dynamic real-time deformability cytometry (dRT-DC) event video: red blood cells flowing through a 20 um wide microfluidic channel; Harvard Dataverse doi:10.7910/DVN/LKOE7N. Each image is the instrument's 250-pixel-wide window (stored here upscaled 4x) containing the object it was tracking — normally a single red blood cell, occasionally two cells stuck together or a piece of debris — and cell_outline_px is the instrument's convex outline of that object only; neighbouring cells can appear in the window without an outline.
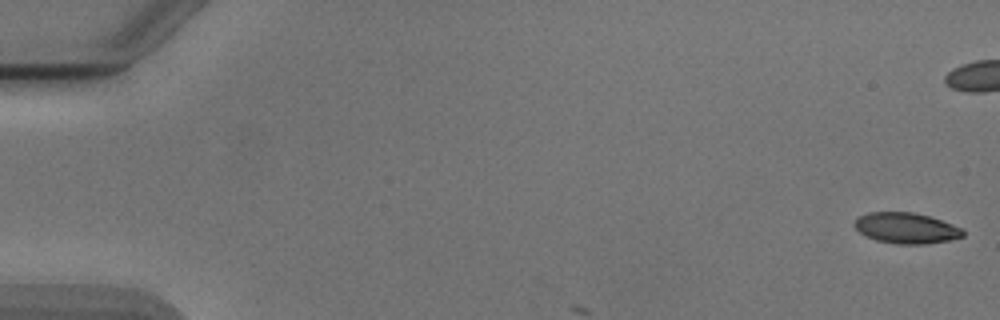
{"species": "Egyptian fruit bat (a non-hibernating species)", "species_latin": "Rousettus aegyptiacus", "temperature_condition": "cold", "stored_images_in_passage": 4, "camera_frame_rate_fps": 3000, "um_per_image_px": 0.085, "animal": {"sex": "male"}, "frame": {"image": 1, "passage_image": 1, "time_ms": 0.0, "image_size_px": [1000, 320], "cell_outline_px": [[964, 236], [948, 240], [924, 244], [896, 244], [876, 240], [860, 232], [852, 224], [856, 216], [868, 212], [912, 212], [928, 216], [964, 228]], "centroid_in_image_um": [77.0, 19.38], "position_along_channel_um": 8.0, "area_um2": 19.48}}